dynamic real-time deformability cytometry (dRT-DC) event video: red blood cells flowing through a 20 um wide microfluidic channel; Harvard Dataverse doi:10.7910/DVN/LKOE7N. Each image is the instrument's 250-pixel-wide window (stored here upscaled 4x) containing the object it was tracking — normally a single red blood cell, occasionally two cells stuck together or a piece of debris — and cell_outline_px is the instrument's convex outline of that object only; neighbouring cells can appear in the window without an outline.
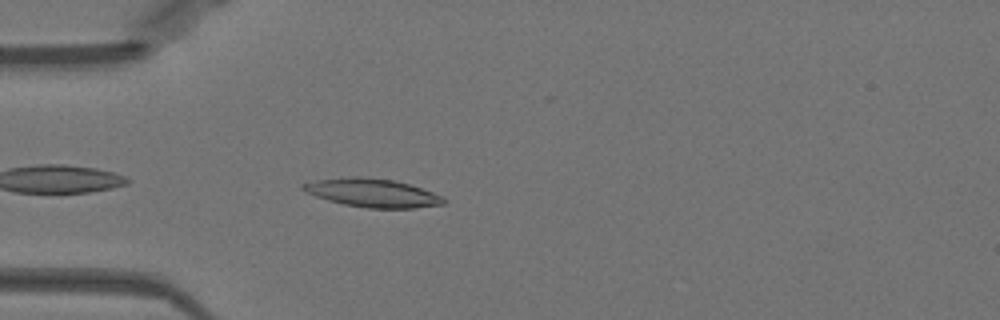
{"species": "Egyptian fruit bat (a non-hibernating species)", "species_latin": "Rousettus aegyptiacus", "temperature_condition": "warm", "stored_images_in_passage": 39, "camera_frame_rate_fps": 3000, "um_per_image_px": 0.085, "animal": {"sex": "female"}, "frame": {"image": 1, "passage_image": 3, "time_ms": 0.667, "image_size_px": [1000, 320], "cell_outline_px": [[444, 204], [412, 208], [368, 208], [344, 204], [328, 200], [304, 192], [300, 188], [300, 184], [316, 180], [352, 176], [360, 176], [392, 180], [408, 184], [444, 196]], "centroid_in_image_um": [31.61, 16.39], "position_along_channel_um": 53.4, "area_um2": 23.18}}
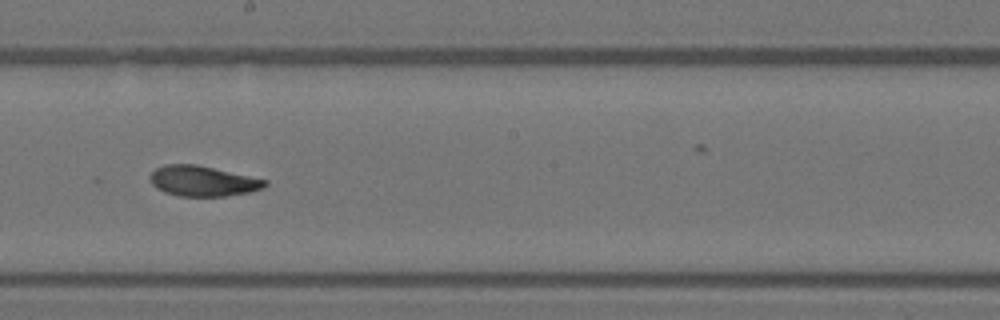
{"frame": {"image": 2, "passage_image": 17, "time_ms": 5.333, "image_size_px": [1000, 320], "cell_outline_px": [[268, 184], [264, 188], [248, 192], [224, 196], [180, 196], [164, 192], [156, 188], [152, 184], [148, 176], [156, 168], [164, 164], [196, 164], [268, 180]], "centroid_in_image_um": [17.21, 15.38], "position_along_channel_um": 231.0, "area_um2": 20.35}}
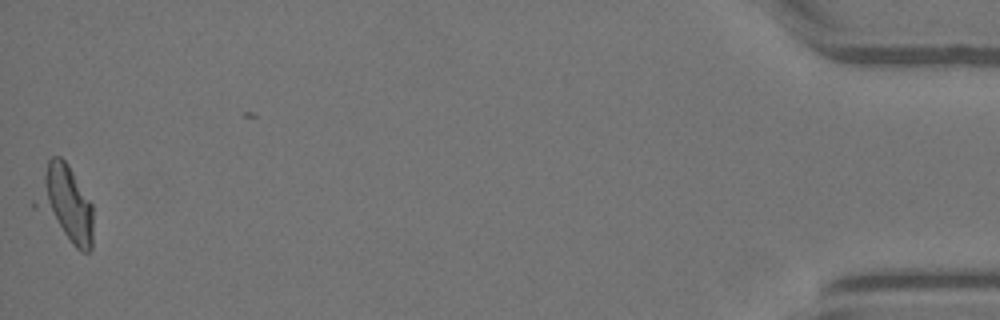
{"frame": {"image": 3, "passage_image": 39, "time_ms": 12.667, "image_size_px": [1000, 320], "cell_outline_px": [[92, 248], [88, 252], [80, 252], [32, 208], [32, 200], [48, 160], [52, 156], [60, 156], [68, 164], [92, 204]], "centroid_in_image_um": [5.5, 17.35], "position_along_channel_um": 429.7, "area_um2": 26.01}, "authors_computed_cell_mechanics": {"area_um2": 21.4438, "velocity_mm_per_s": 3.9797, "shape_relaxation_time_tau1_ms": 6.7425, "shape_relaxation_time_tau2_ms": 2.6854, "deformation_change_tau1": 0.1733, "deformation_change_tau2": 0.089}}